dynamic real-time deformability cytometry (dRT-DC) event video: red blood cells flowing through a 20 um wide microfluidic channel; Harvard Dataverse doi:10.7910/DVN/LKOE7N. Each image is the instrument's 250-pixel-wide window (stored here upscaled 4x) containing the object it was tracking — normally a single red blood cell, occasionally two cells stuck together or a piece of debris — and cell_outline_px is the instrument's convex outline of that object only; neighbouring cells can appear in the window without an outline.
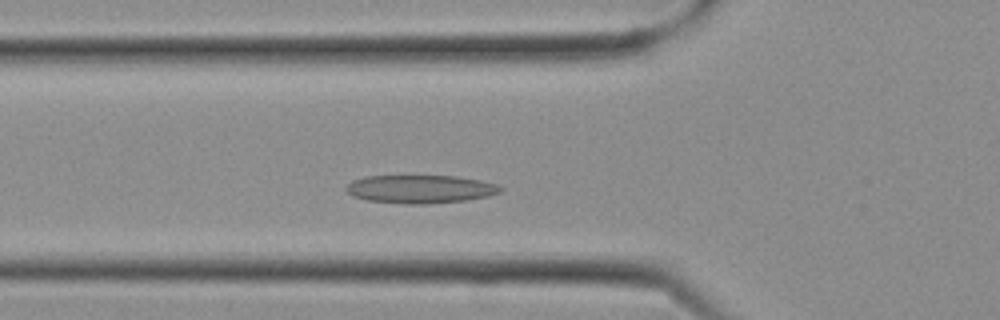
{"species": "Egyptian fruit bat (a non-hibernating species)", "species_latin": "Rousettus aegyptiacus", "temperature_condition": "cold", "stored_images_in_passage": 9, "camera_frame_rate_fps": 3000, "um_per_image_px": 0.085, "frame": {"image": 1, "passage_image": 7, "time_ms": 2.0, "image_size_px": [1000, 320], "cell_outline_px": [[504, 188], [500, 192], [488, 196], [464, 200], [424, 204], [408, 204], [368, 200], [352, 196], [344, 188], [352, 180], [364, 176], [456, 176], [480, 180], [496, 184]], "centroid_in_image_um": [35.71, 16.06], "position_along_channel_um": 90.1, "area_um2": 25.26}}
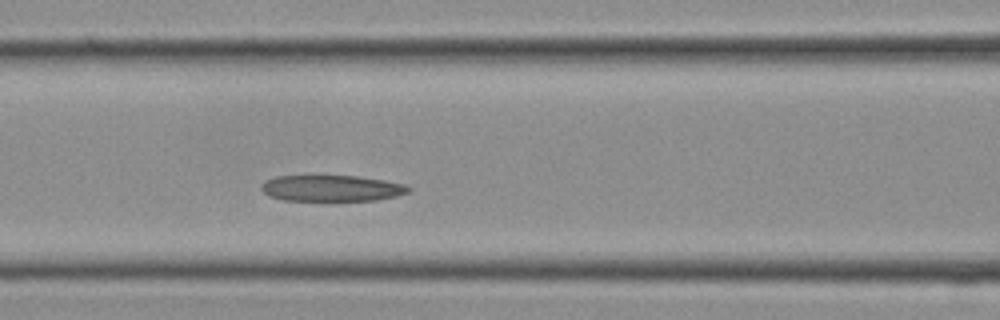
{"frame": {"image": 2, "passage_image": 9, "time_ms": 2.667, "image_size_px": [1000, 320], "cell_outline_px": [[412, 188], [408, 192], [396, 196], [376, 200], [284, 200], [268, 196], [260, 188], [260, 184], [264, 180], [276, 176], [356, 176], [384, 180], [408, 184]], "centroid_in_image_um": [28.18, 15.99], "position_along_channel_um": 138.4, "area_um2": 22.48}}